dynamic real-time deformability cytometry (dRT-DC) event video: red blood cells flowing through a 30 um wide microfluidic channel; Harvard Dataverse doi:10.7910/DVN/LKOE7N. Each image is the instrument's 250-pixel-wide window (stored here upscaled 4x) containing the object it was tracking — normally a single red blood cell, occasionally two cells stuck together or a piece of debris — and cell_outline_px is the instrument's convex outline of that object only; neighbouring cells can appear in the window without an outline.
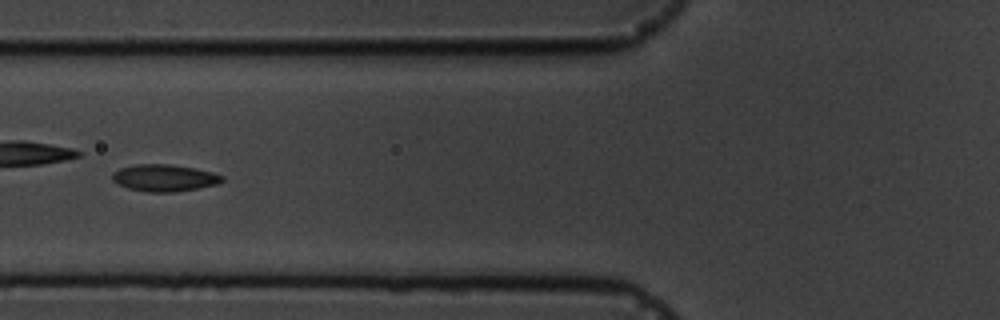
{"species": "common noctule bat (a hibernating species)", "species_latin": "Nyctalus noctula", "temperature_condition": "cold", "stored_images_in_passage": 16, "camera_frame_rate_fps": 3000, "um_per_image_px": 0.085, "animal": {"sex": "male", "body_mass_g": 19.5, "forearm_length_mm": 54.6}, "frame": {"image": 1, "passage_image": 7, "time_ms": 7.0, "image_size_px": [1000, 320], "cell_outline_px": [[224, 180], [216, 184], [176, 192], [148, 192], [128, 188], [116, 184], [112, 180], [112, 172], [120, 168], [136, 164], [168, 164], [196, 168], [212, 172], [224, 176]], "centroid_in_image_um": [13.94, 15.12], "position_along_channel_um": 111.9, "area_um2": 17.28}, "authors_computed_cell_mechanics": {"area_um2": 16.0684, "velocity_mm_per_s": 3.5682, "shape_relaxation_time_tau1_ms": 5.2343, "shape_relaxation_time_tau2_ms": 1.0602, "deformation_change_tau1": 0.1349, "deformation_change_tau2": 0.0559}}